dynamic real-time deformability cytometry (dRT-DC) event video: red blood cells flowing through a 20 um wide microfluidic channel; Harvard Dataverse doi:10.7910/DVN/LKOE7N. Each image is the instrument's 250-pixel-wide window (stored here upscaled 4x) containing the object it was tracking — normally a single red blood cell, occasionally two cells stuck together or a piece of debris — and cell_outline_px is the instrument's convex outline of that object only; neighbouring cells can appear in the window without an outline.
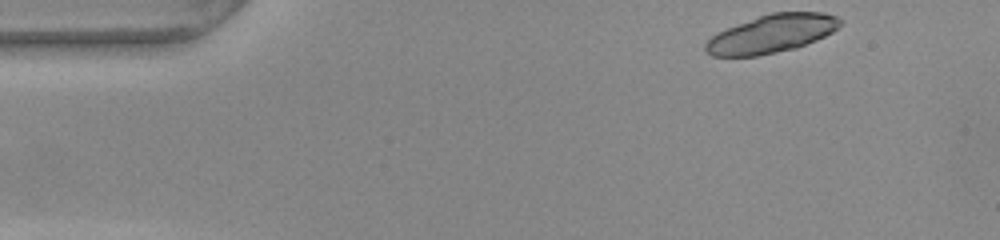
{"species": "common noctule bat (a hibernating species)", "species_latin": "Nyctalus noctula", "temperature_condition": "warm", "stored_images_in_passage": 32, "segment_of_instrument_passage": [1, 2], "camera_frame_rate_fps": 3000, "um_per_image_px": 0.085, "animal": {"sex": "female", "body_mass_g": 22.0, "forearm_length_mm": 56.7}, "frame": {"image": 1, "passage_image": 1, "time_ms": 0.0, "image_size_px": [1000, 240], "cell_outline_px": [[844, 20], [832, 32], [816, 40], [796, 48], [756, 56], [712, 56], [704, 48], [704, 44], [716, 32], [760, 16], [772, 12], [824, 12], [836, 16]], "centroid_in_image_um": [65.6, 2.87], "position_along_channel_um": 19.4, "area_um2": 29.71}}